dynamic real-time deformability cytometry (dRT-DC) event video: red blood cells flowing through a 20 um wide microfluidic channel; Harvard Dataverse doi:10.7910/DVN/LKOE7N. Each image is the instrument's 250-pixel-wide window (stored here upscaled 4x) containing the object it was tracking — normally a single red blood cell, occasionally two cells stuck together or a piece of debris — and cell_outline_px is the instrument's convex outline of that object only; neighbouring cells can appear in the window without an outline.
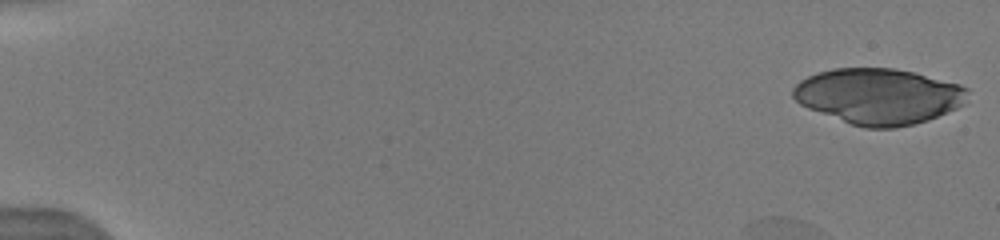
{"species": "human", "species_latin": "Homo sapiens", "temperature_condition": "warm", "stored_images_in_passage": 34, "segment_of_instrument_passage": [1, 2], "camera_frame_rate_fps": 3000, "um_per_image_px": 0.085, "donor": {"sex": "male"}, "frame": {"image": 1, "passage_image": 1, "time_ms": 0.0, "image_size_px": [1000, 240], "cell_outline_px": [[968, 92], [964, 104], [956, 108], [928, 120], [912, 124], [892, 128], [864, 128], [852, 124], [808, 108], [800, 104], [792, 96], [792, 88], [800, 80], [816, 72], [832, 68], [892, 68], [912, 72], [960, 84], [968, 88]], "centroid_in_image_um": [74.66, 8.17], "position_along_channel_um": 10.3, "area_um2": 56.59}}